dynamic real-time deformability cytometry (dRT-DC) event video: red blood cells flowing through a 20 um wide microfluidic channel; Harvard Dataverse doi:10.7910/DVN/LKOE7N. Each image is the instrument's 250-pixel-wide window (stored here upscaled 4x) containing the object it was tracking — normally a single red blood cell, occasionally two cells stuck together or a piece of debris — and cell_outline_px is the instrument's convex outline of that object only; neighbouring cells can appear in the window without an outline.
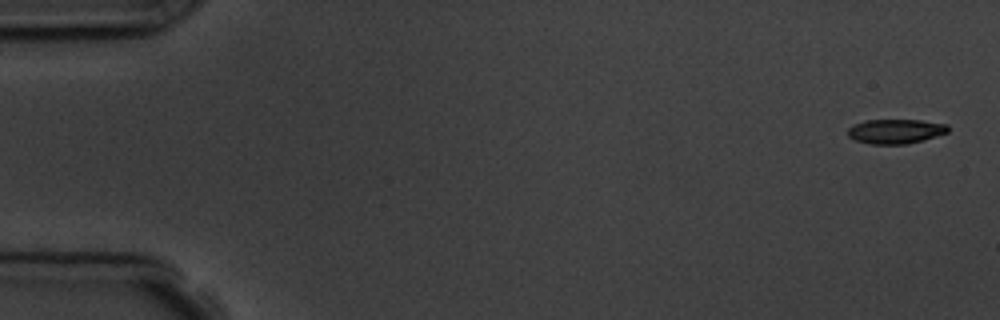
{"species": "common noctule bat (a hibernating species)", "species_latin": "Nyctalus noctula", "temperature_condition": "room temperature", "stored_images_in_passage": 11, "camera_frame_rate_fps": 3000, "um_per_image_px": 0.085, "animal": {"sex": "male", "body_mass_g": 19.5, "forearm_length_mm": 54.6}, "frame": {"image": 1, "passage_image": 1, "time_ms": 0.0, "image_size_px": [1000, 320], "cell_outline_px": [[948, 132], [924, 140], [904, 144], [872, 144], [856, 140], [848, 136], [848, 128], [852, 124], [864, 120], [920, 120], [948, 124]], "centroid_in_image_um": [76.11, 11.15], "position_along_channel_um": 8.9, "area_um2": 14.33}}
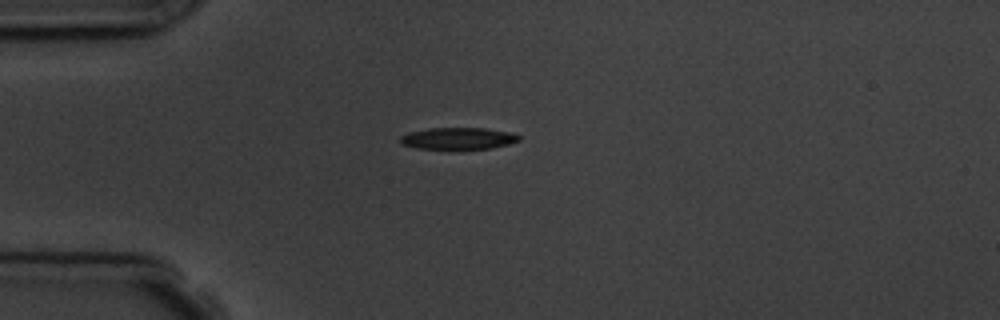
{"frame": {"image": 2, "passage_image": 4, "time_ms": 4.333, "image_size_px": [1000, 320], "cell_outline_px": [[520, 140], [508, 144], [492, 148], [416, 148], [400, 144], [400, 136], [408, 132], [428, 128], [484, 128], [512, 132], [520, 136]], "centroid_in_image_um": [38.93, 11.75], "position_along_channel_um": 46.1, "area_um2": 14.97}}
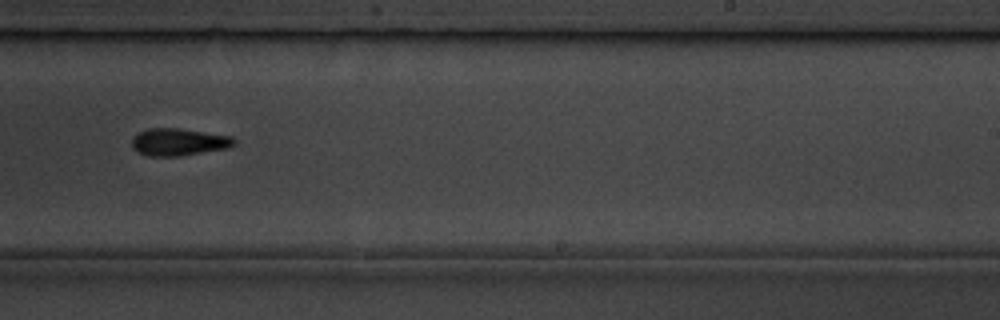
{"frame": {"image": 3, "passage_image": 10, "time_ms": 11.0, "image_size_px": [1000, 320], "cell_outline_px": [[236, 144], [228, 148], [180, 156], [148, 156], [136, 152], [132, 148], [132, 136], [148, 128], [176, 128], [232, 136], [236, 140]], "centroid_in_image_um": [15.17, 12.08], "position_along_channel_um": 273.8, "area_um2": 16.36}}